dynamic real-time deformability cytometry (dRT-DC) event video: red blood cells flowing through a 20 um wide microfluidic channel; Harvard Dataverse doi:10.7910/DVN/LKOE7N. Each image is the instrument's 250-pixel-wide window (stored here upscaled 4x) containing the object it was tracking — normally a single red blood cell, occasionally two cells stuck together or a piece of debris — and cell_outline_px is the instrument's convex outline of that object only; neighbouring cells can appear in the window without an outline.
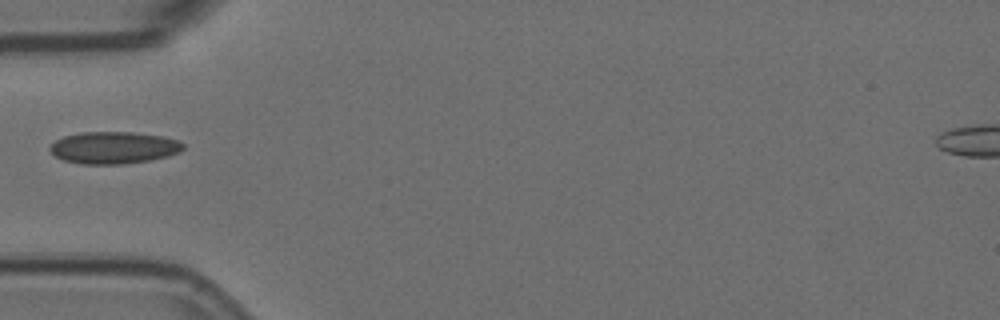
{"species": "Egyptian fruit bat (a non-hibernating species)", "species_latin": "Rousettus aegyptiacus", "temperature_condition": "room temperature", "stored_images_in_passage": 5, "camera_frame_rate_fps": 3000, "um_per_image_px": 0.085, "animal": {"sex": "female"}, "frame": {"image": 1, "passage_image": 3, "time_ms": 0.667, "image_size_px": [1000, 320], "cell_outline_px": [[184, 148], [180, 152], [168, 156], [148, 160], [124, 164], [80, 164], [64, 160], [56, 156], [48, 148], [56, 140], [64, 136], [80, 132], [132, 132], [160, 136], [176, 140], [184, 144]], "centroid_in_image_um": [9.65, 12.55], "position_along_channel_um": 75.3, "area_um2": 24.74}}
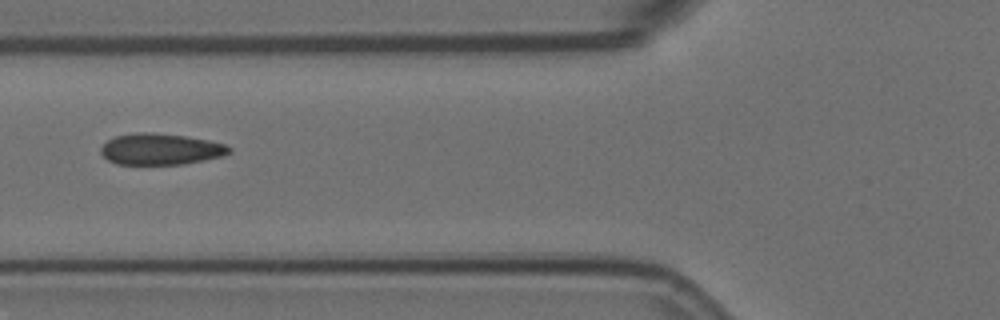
{"frame": {"image": 2, "passage_image": 4, "time_ms": 1.0, "image_size_px": [1000, 320], "cell_outline_px": [[232, 152], [220, 156], [184, 164], [116, 164], [108, 160], [100, 152], [100, 148], [108, 140], [116, 136], [136, 132], [152, 132], [184, 136], [208, 140], [224, 144], [232, 148]], "centroid_in_image_um": [13.63, 12.67], "position_along_channel_um": 112.2, "area_um2": 23.24}}
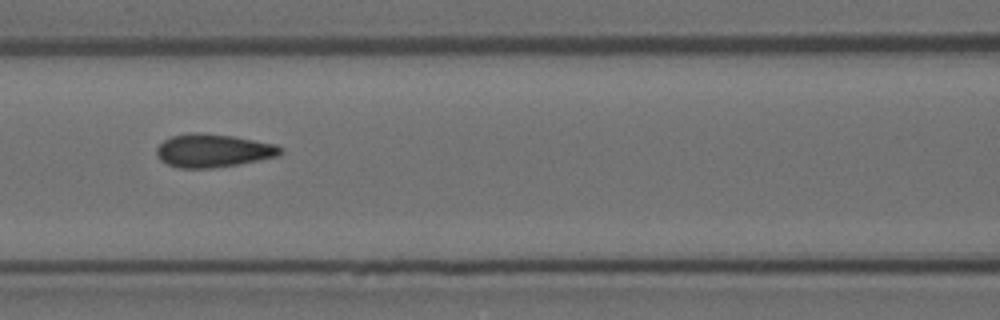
{"frame": {"image": 3, "passage_image": 5, "time_ms": 1.333, "image_size_px": [1000, 320], "cell_outline_px": [[284, 152], [280, 156], [236, 164], [212, 168], [180, 168], [168, 164], [160, 160], [156, 156], [156, 148], [164, 140], [172, 136], [192, 132], [200, 132], [232, 136], [276, 144]], "centroid_in_image_um": [18.1, 12.8], "position_along_channel_um": 148.5, "area_um2": 23.93}}